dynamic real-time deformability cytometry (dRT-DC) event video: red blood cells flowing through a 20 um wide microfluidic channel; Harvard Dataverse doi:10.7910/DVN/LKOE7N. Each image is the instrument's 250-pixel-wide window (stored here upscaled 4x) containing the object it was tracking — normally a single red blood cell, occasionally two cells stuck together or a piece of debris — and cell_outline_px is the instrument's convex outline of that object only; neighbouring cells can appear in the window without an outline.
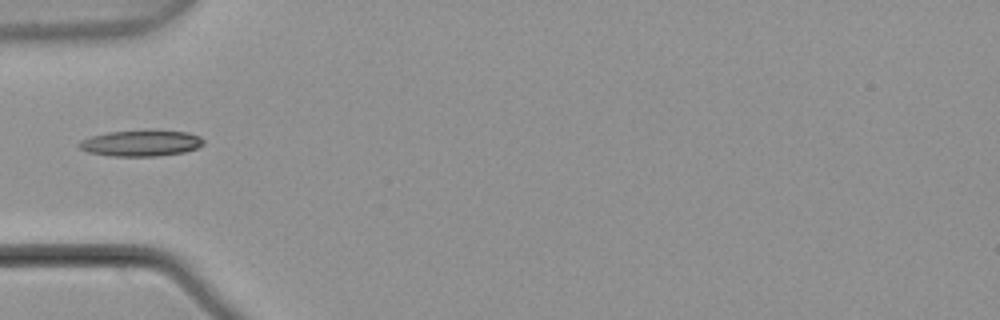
{"species": "common noctule bat (a hibernating species)", "species_latin": "Nyctalus noctula", "temperature_condition": "warm", "stored_images_in_passage": 1, "camera_frame_rate_fps": 3000, "um_per_image_px": 0.085, "animal": {"sex": "male", "body_mass_g": 21.5, "forearm_length_mm": 52.0}, "frame": {"image": 1, "passage_image": 1, "time_ms": 0.0, "image_size_px": [1000, 320], "cell_outline_px": [[204, 144], [196, 148], [184, 152], [156, 156], [112, 156], [88, 152], [80, 148], [76, 144], [80, 140], [92, 136], [108, 132], [188, 132], [200, 136], [204, 140]], "centroid_in_image_um": [11.96, 12.2], "position_along_channel_um": 73.0, "area_um2": 18.32}}